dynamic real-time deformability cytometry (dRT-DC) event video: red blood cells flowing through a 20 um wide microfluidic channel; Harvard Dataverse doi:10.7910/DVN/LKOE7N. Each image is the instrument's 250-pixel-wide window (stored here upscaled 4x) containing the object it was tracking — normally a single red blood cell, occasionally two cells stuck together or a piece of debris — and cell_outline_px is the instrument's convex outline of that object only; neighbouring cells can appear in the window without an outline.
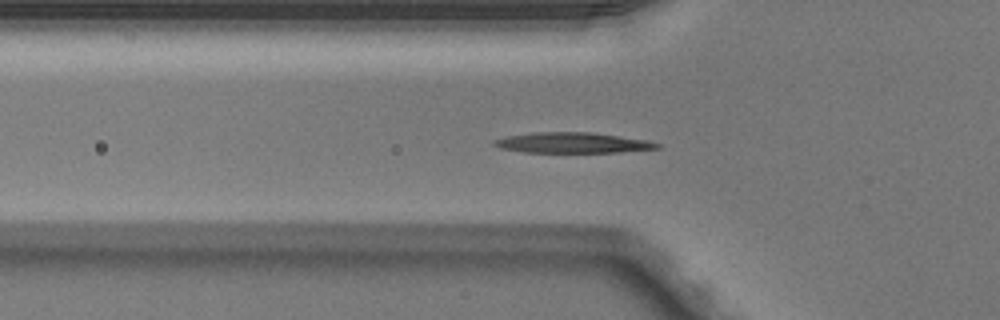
{"species": "Egyptian fruit bat (a non-hibernating species)", "species_latin": "Rousettus aegyptiacus", "temperature_condition": "warm", "stored_images_in_passage": 51, "camera_frame_rate_fps": 3000, "um_per_image_px": 0.085, "animal": {"sex": "male"}, "frame": {"image": 1, "passage_image": 17, "time_ms": 5.333, "image_size_px": [1000, 320], "cell_outline_px": [[660, 148], [620, 152], [524, 152], [500, 148], [492, 144], [492, 140], [508, 136], [536, 132], [592, 132], [648, 140], [660, 144]], "centroid_in_image_um": [48.67, 12.13], "position_along_channel_um": 77.1, "area_um2": 19.42}}
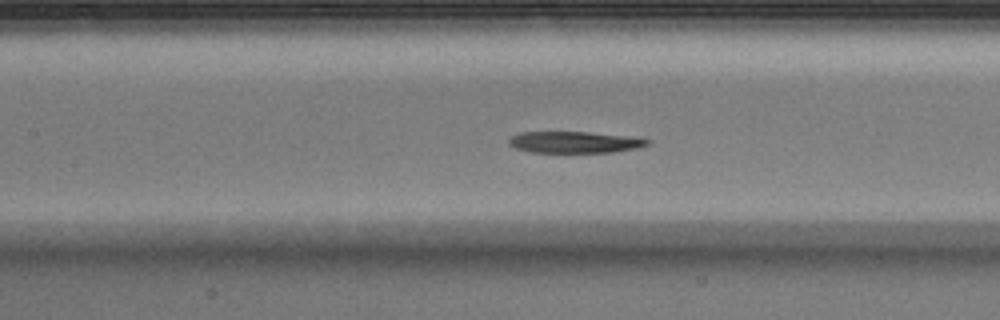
{"frame": {"image": 2, "passage_image": 23, "time_ms": 7.333, "image_size_px": [1000, 320], "cell_outline_px": [[652, 144], [636, 148], [612, 152], [528, 152], [516, 148], [508, 144], [508, 140], [512, 136], [520, 132], [588, 132], [640, 136], [652, 140]], "centroid_in_image_um": [48.94, 12.07], "position_along_channel_um": 158.5, "area_um2": 17.69}}
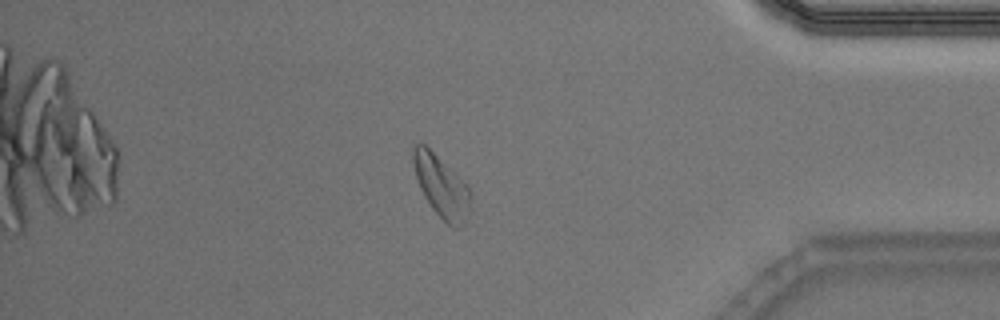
{"frame": {"image": 3, "passage_image": 43, "time_ms": 14.0, "image_size_px": [1000, 320], "cell_outline_px": [[472, 196], [468, 220], [460, 228], [452, 228], [432, 208], [424, 196], [420, 188], [416, 176], [412, 160], [412, 148], [416, 144], [424, 144], [468, 184], [472, 192]], "centroid_in_image_um": [37.57, 15.88], "position_along_channel_um": 397.6, "area_um2": 20.87}}